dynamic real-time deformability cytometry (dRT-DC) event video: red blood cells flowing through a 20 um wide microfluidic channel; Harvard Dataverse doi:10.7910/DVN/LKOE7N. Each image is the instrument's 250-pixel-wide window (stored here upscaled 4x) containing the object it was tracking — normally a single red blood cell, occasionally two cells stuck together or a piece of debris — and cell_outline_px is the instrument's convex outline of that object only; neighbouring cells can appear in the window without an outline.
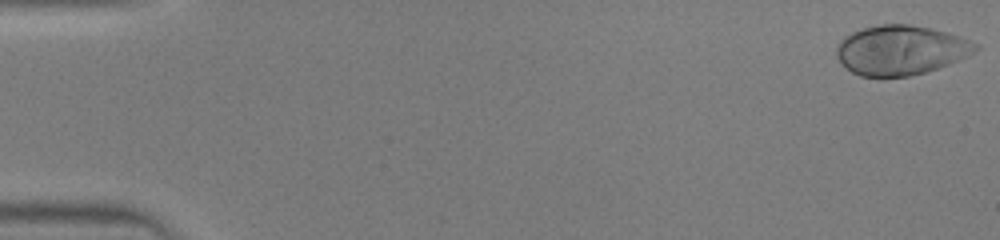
{"species": "human", "species_latin": "Homo sapiens", "temperature_condition": "warm", "stored_images_in_passage": 45, "camera_frame_rate_fps": 3000, "um_per_image_px": 0.085, "donor": {"sex": "male"}, "frame": {"image": 1, "passage_image": 1, "time_ms": 0.0, "image_size_px": [1000, 240], "cell_outline_px": [[980, 48], [976, 52], [968, 56], [948, 64], [924, 72], [908, 76], [860, 76], [852, 72], [840, 64], [836, 56], [836, 48], [840, 40], [844, 36], [852, 32], [864, 28], [880, 24], [912, 24], [944, 32], [980, 44]], "centroid_in_image_um": [76.53, 4.26], "position_along_channel_um": 8.5, "area_um2": 40.0}}
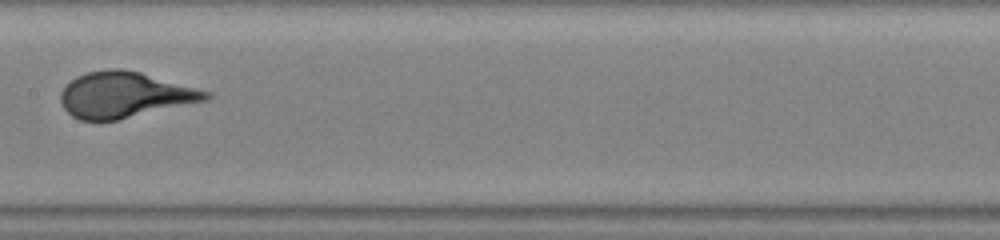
{"frame": {"image": 2, "passage_image": 24, "time_ms": 7.667, "image_size_px": [1000, 240], "cell_outline_px": [[212, 96], [208, 100], [116, 120], [80, 120], [72, 116], [64, 108], [60, 100], [60, 92], [76, 76], [88, 72], [108, 68], [120, 68], [140, 72], [212, 92]], "centroid_in_image_um": [10.61, 8.05], "position_along_channel_um": 196.8, "area_um2": 38.55}}
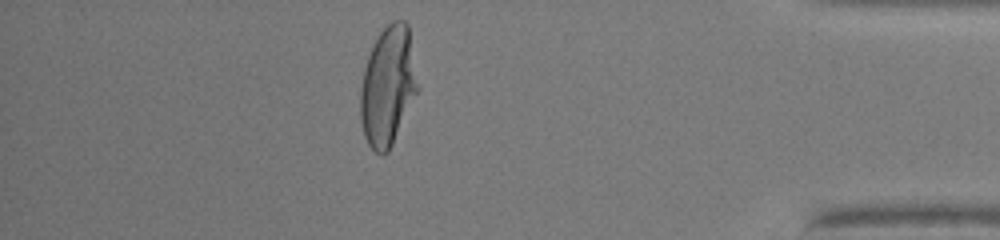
{"frame": {"image": 3, "passage_image": 40, "time_ms": 13.0, "image_size_px": [1000, 240], "cell_outline_px": [[420, 88], [388, 152], [384, 156], [380, 156], [368, 144], [364, 136], [360, 120], [360, 88], [364, 68], [372, 44], [380, 32], [392, 20], [404, 20], [408, 24]], "centroid_in_image_um": [32.98, 7.32], "position_along_channel_um": 402.2, "area_um2": 40.29}}